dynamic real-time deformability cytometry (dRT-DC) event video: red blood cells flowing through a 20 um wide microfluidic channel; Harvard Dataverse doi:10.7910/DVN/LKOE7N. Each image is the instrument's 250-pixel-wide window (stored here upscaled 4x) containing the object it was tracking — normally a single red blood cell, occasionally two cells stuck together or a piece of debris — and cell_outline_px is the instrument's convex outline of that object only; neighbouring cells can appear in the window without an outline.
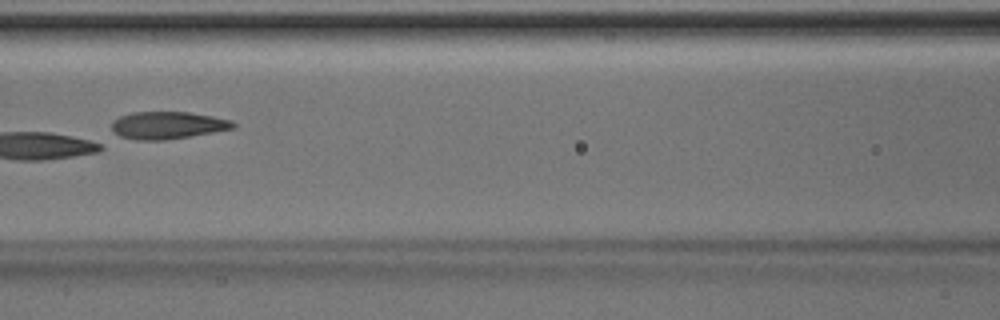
{"species": "Egyptian fruit bat (a non-hibernating species)", "species_latin": "Rousettus aegyptiacus", "temperature_condition": "room temperature", "stored_images_in_passage": 6, "camera_frame_rate_fps": 3000, "um_per_image_px": 0.085, "animal": {"sex": "male"}, "frame": {"image": 1, "passage_image": 6, "time_ms": 1.667, "image_size_px": [1000, 320], "cell_outline_px": [[236, 128], [164, 140], [136, 140], [112, 136], [112, 120], [120, 116], [132, 112], [188, 112], [212, 116], [232, 120], [236, 124]], "centroid_in_image_um": [14.18, 10.65], "position_along_channel_um": 152.4, "area_um2": 19.59}}